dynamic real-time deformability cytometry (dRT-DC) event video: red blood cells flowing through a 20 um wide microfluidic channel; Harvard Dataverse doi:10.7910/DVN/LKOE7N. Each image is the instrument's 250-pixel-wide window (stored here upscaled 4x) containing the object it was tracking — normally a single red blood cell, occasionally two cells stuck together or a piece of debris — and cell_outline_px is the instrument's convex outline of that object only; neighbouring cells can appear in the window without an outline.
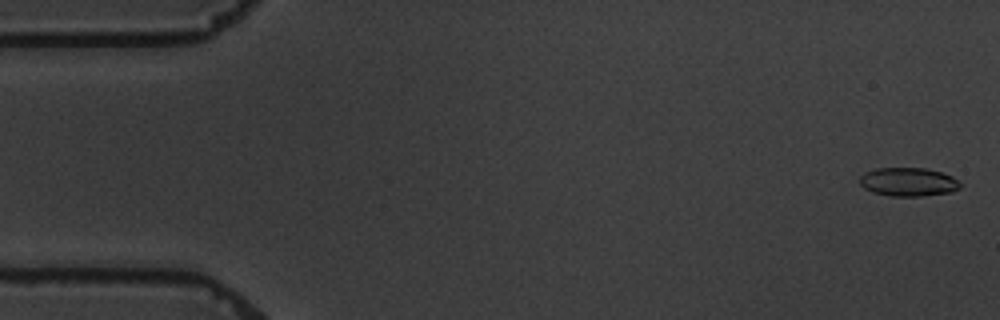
{"species": "common noctule bat (a hibernating species)", "species_latin": "Nyctalus noctula", "temperature_condition": "warm", "stored_images_in_passage": 16, "camera_frame_rate_fps": 3000, "um_per_image_px": 0.085, "animal": {"sex": "male", "body_mass_g": 19.5, "forearm_length_mm": 54.6}, "frame": {"image": 1, "passage_image": 1, "time_ms": 0.0, "image_size_px": [1000, 320], "cell_outline_px": [[964, 184], [960, 188], [952, 192], [920, 196], [892, 196], [872, 192], [864, 188], [860, 184], [860, 176], [864, 172], [876, 168], [924, 168], [940, 172], [952, 176]], "centroid_in_image_um": [77.22, 15.46], "position_along_channel_um": 7.8, "area_um2": 16.88}}
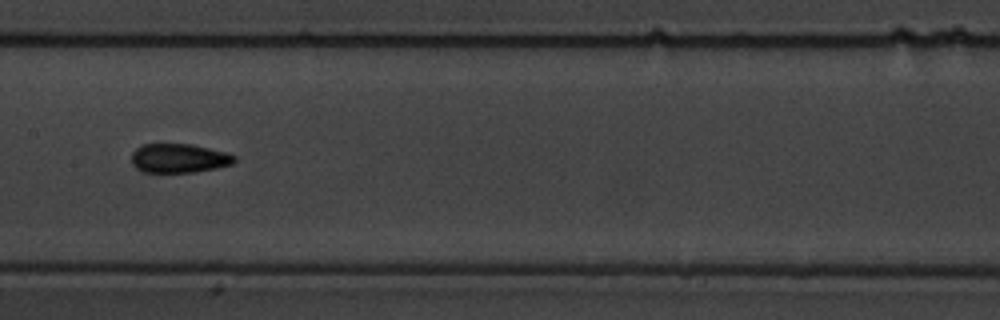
{"frame": {"image": 2, "passage_image": 8, "time_ms": 9.0, "image_size_px": [1000, 320], "cell_outline_px": [[236, 160], [232, 164], [216, 168], [192, 172], [140, 172], [132, 164], [132, 152], [136, 148], [144, 144], [192, 144], [228, 152], [236, 156]], "centroid_in_image_um": [15.22, 13.45], "position_along_channel_um": 192.2, "area_um2": 17.57}}
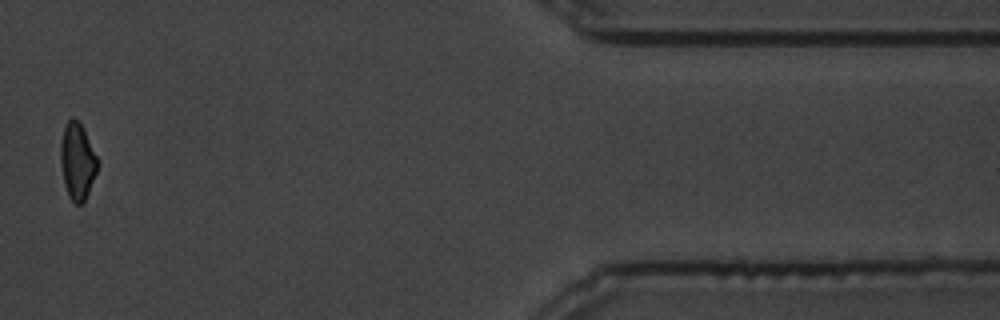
{"frame": {"image": 3, "passage_image": 14, "time_ms": 16.667, "image_size_px": [1000, 320], "cell_outline_px": [[96, 172], [84, 204], [76, 204], [72, 200], [64, 184], [60, 164], [60, 144], [64, 124], [72, 116], [80, 124], [96, 156]], "centroid_in_image_um": [6.53, 13.71], "position_along_channel_um": 404.9, "area_um2": 16.13}, "authors_computed_cell_mechanics": {"area_um2": 17.0221, "velocity_mm_per_s": 3.4556, "shape_relaxation_time_tau1_ms": 4.5563, "shape_relaxation_time_tau2_ms": 1.4737, "deformation_change_tau1": 0.1319, "deformation_change_tau2": 0.0683}}